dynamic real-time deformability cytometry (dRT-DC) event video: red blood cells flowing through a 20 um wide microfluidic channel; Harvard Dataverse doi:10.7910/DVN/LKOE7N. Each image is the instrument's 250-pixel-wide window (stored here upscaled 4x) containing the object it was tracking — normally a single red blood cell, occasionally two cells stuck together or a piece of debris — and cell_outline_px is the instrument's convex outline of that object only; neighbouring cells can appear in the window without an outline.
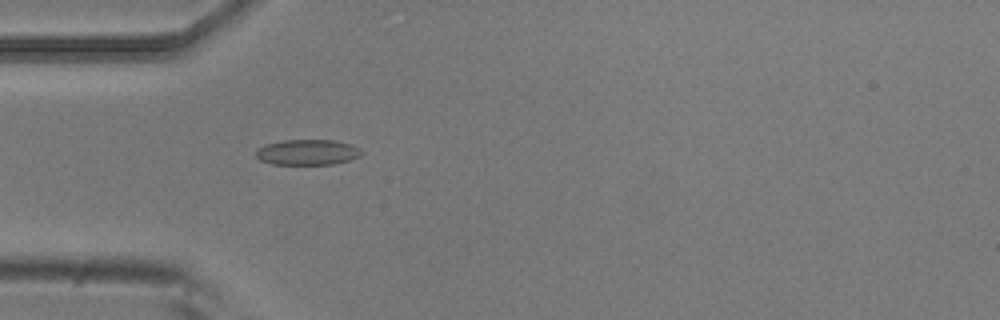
{"species": "common noctule bat (a hibernating species)", "species_latin": "Nyctalus noctula", "temperature_condition": "room temperature", "stored_images_in_passage": 1, "camera_frame_rate_fps": 3000, "um_per_image_px": 0.085, "animal": {"sex": "male", "body_mass_g": 20.5, "forearm_length_mm": 52.5}, "frame": {"image": 1, "passage_image": 1, "time_ms": 0.0, "image_size_px": [1000, 320], "cell_outline_px": [[364, 152], [360, 156], [348, 160], [332, 164], [272, 164], [260, 160], [256, 156], [256, 148], [264, 144], [284, 140], [336, 140], [352, 144], [360, 148]], "centroid_in_image_um": [26.14, 12.93], "position_along_channel_um": 58.9, "area_um2": 15.84}}